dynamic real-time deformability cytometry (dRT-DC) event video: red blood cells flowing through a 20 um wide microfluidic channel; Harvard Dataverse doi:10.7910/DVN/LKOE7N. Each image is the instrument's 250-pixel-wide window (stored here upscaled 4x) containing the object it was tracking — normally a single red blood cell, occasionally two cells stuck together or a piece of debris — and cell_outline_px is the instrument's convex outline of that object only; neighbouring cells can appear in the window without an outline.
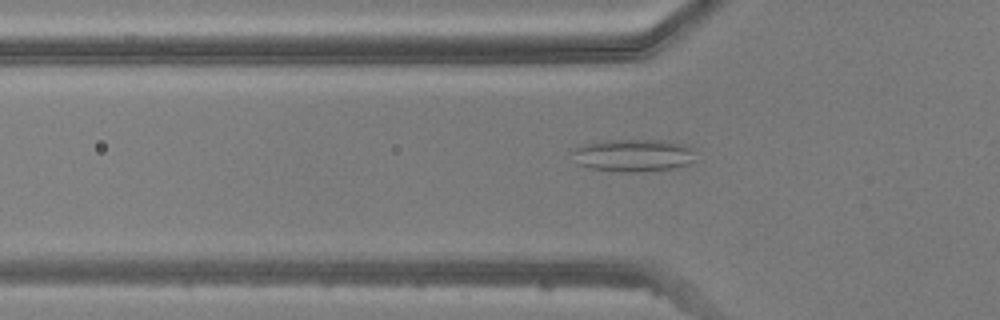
{"species": "common noctule bat (a hibernating species)", "species_latin": "Nyctalus noctula", "temperature_condition": "warm", "stored_images_in_passage": 40, "camera_frame_rate_fps": 3000, "um_per_image_px": 0.085, "animal": {"sex": "male", "body_mass_g": 20.5, "forearm_length_mm": 52.5}, "frame": {"image": 1, "passage_image": 7, "time_ms": 2.0, "image_size_px": [1000, 320], "cell_outline_px": [[696, 160], [688, 164], [672, 168], [636, 172], [624, 172], [592, 168], [576, 164], [568, 152], [580, 144], [600, 140], [668, 140], [688, 144], [692, 148]], "centroid_in_image_um": [53.78, 13.18], "position_along_channel_um": 72.0, "area_um2": 23.99}}
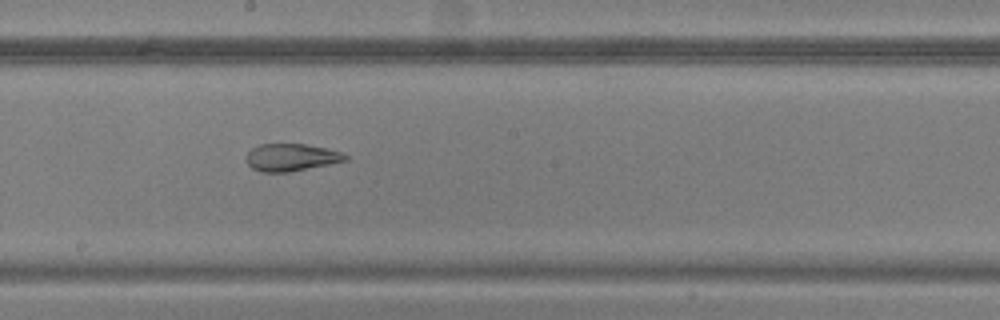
{"frame": {"image": 2, "passage_image": 18, "time_ms": 5.667, "image_size_px": [1000, 320], "cell_outline_px": [[348, 160], [288, 172], [260, 172], [252, 168], [248, 164], [248, 152], [252, 148], [260, 144], [304, 144], [328, 148], [340, 152], [348, 156]], "centroid_in_image_um": [24.76, 13.37], "position_along_channel_um": 223.4, "area_um2": 15.61}}
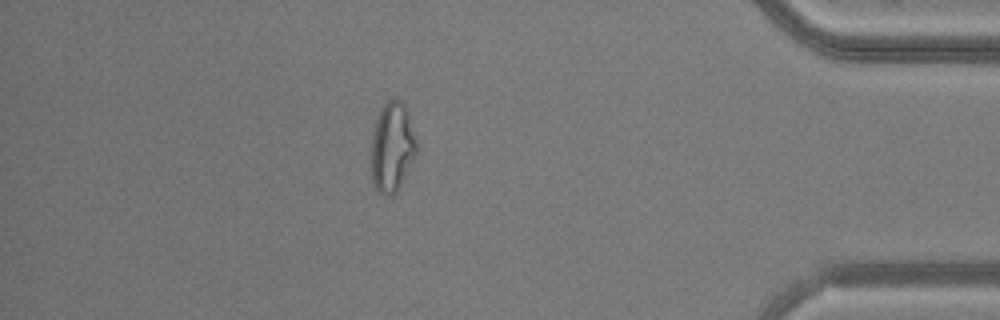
{"frame": {"image": 3, "passage_image": 34, "time_ms": 11.0, "image_size_px": [1000, 320], "cell_outline_px": [[420, 152], [396, 192], [392, 196], [380, 196], [376, 192], [372, 180], [372, 132], [376, 120], [384, 104], [392, 96], [400, 100], [404, 104], [420, 144]], "centroid_in_image_um": [33.39, 12.54], "position_along_channel_um": 401.8, "area_um2": 24.57}}